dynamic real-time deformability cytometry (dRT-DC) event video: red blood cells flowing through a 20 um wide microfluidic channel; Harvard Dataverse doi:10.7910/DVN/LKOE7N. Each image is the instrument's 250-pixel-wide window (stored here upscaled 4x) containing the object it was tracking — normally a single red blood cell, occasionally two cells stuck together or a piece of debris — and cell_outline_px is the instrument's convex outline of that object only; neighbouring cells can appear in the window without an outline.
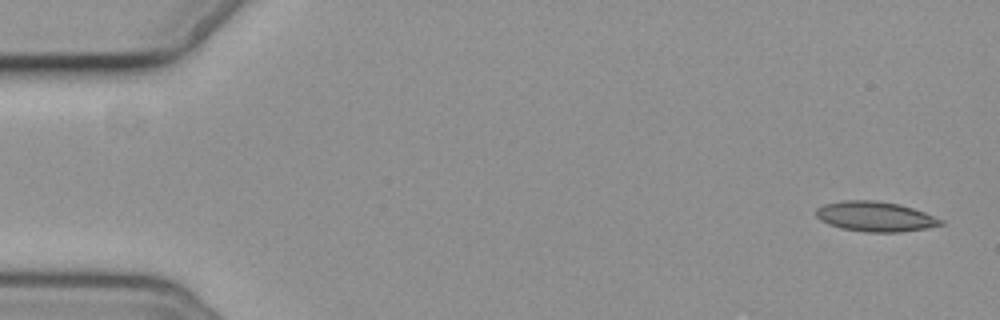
{"species": "common noctule bat (a hibernating species)", "species_latin": "Nyctalus noctula", "temperature_condition": "cold", "stored_images_in_passage": 5, "camera_frame_rate_fps": 3000, "um_per_image_px": 0.085, "animal": {"sex": "female", "body_mass_g": 19.3, "forearm_length_mm": 54.1}, "frame": {"image": 1, "passage_image": 1, "time_ms": 0.0, "image_size_px": [1000, 320], "cell_outline_px": [[944, 224], [924, 228], [896, 232], [868, 232], [840, 228], [828, 224], [820, 220], [816, 216], [816, 208], [824, 204], [844, 200], [876, 200], [900, 204], [924, 212], [944, 220]], "centroid_in_image_um": [74.37, 18.39], "position_along_channel_um": 10.6, "area_um2": 21.73}}
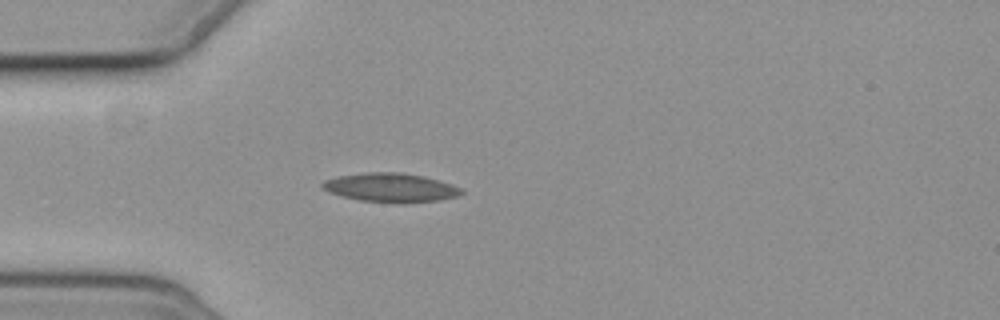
{"frame": {"image": 2, "passage_image": 5, "time_ms": 4.667, "image_size_px": [1000, 320], "cell_outline_px": [[464, 192], [456, 196], [436, 200], [400, 204], [360, 200], [328, 192], [320, 188], [320, 184], [324, 180], [340, 176], [368, 172], [400, 172], [424, 176], [452, 184], [460, 188]], "centroid_in_image_um": [33.18, 15.95], "position_along_channel_um": 51.8, "area_um2": 23.41}}